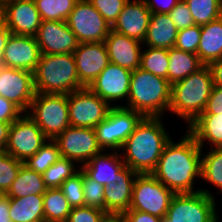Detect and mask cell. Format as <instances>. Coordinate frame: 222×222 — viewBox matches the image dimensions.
<instances>
[{"mask_svg":"<svg viewBox=\"0 0 222 222\" xmlns=\"http://www.w3.org/2000/svg\"><path fill=\"white\" fill-rule=\"evenodd\" d=\"M70 126L95 128L112 108L88 87L67 94Z\"/></svg>","mask_w":222,"mask_h":222,"instance_id":"10","label":"cell"},{"mask_svg":"<svg viewBox=\"0 0 222 222\" xmlns=\"http://www.w3.org/2000/svg\"><path fill=\"white\" fill-rule=\"evenodd\" d=\"M131 75V70L109 63L88 88L111 107H124L128 99ZM119 101L122 104H118Z\"/></svg>","mask_w":222,"mask_h":222,"instance_id":"14","label":"cell"},{"mask_svg":"<svg viewBox=\"0 0 222 222\" xmlns=\"http://www.w3.org/2000/svg\"><path fill=\"white\" fill-rule=\"evenodd\" d=\"M125 166L119 151L102 150L87 163L81 166V170L91 179L104 187L119 180L118 172Z\"/></svg>","mask_w":222,"mask_h":222,"instance_id":"23","label":"cell"},{"mask_svg":"<svg viewBox=\"0 0 222 222\" xmlns=\"http://www.w3.org/2000/svg\"><path fill=\"white\" fill-rule=\"evenodd\" d=\"M79 82L88 87L110 63L104 41L79 43L73 52Z\"/></svg>","mask_w":222,"mask_h":222,"instance_id":"18","label":"cell"},{"mask_svg":"<svg viewBox=\"0 0 222 222\" xmlns=\"http://www.w3.org/2000/svg\"><path fill=\"white\" fill-rule=\"evenodd\" d=\"M12 33L7 29L5 24L0 27V65L3 56V51L6 47L7 41Z\"/></svg>","mask_w":222,"mask_h":222,"instance_id":"51","label":"cell"},{"mask_svg":"<svg viewBox=\"0 0 222 222\" xmlns=\"http://www.w3.org/2000/svg\"><path fill=\"white\" fill-rule=\"evenodd\" d=\"M195 25H205L222 16V0H184Z\"/></svg>","mask_w":222,"mask_h":222,"instance_id":"35","label":"cell"},{"mask_svg":"<svg viewBox=\"0 0 222 222\" xmlns=\"http://www.w3.org/2000/svg\"><path fill=\"white\" fill-rule=\"evenodd\" d=\"M143 116L125 107H112L95 128L98 145L105 151H121Z\"/></svg>","mask_w":222,"mask_h":222,"instance_id":"8","label":"cell"},{"mask_svg":"<svg viewBox=\"0 0 222 222\" xmlns=\"http://www.w3.org/2000/svg\"><path fill=\"white\" fill-rule=\"evenodd\" d=\"M4 24L14 35L35 36L42 22L34 0L7 4Z\"/></svg>","mask_w":222,"mask_h":222,"instance_id":"20","label":"cell"},{"mask_svg":"<svg viewBox=\"0 0 222 222\" xmlns=\"http://www.w3.org/2000/svg\"><path fill=\"white\" fill-rule=\"evenodd\" d=\"M104 186L89 178L83 172V191L85 206L94 207L105 211Z\"/></svg>","mask_w":222,"mask_h":222,"instance_id":"39","label":"cell"},{"mask_svg":"<svg viewBox=\"0 0 222 222\" xmlns=\"http://www.w3.org/2000/svg\"><path fill=\"white\" fill-rule=\"evenodd\" d=\"M78 0H34L42 21H66Z\"/></svg>","mask_w":222,"mask_h":222,"instance_id":"34","label":"cell"},{"mask_svg":"<svg viewBox=\"0 0 222 222\" xmlns=\"http://www.w3.org/2000/svg\"><path fill=\"white\" fill-rule=\"evenodd\" d=\"M175 193L158 181L151 173L138 174L132 188L129 209L163 218L168 212Z\"/></svg>","mask_w":222,"mask_h":222,"instance_id":"9","label":"cell"},{"mask_svg":"<svg viewBox=\"0 0 222 222\" xmlns=\"http://www.w3.org/2000/svg\"><path fill=\"white\" fill-rule=\"evenodd\" d=\"M197 55L204 65L222 58V16L201 26Z\"/></svg>","mask_w":222,"mask_h":222,"instance_id":"26","label":"cell"},{"mask_svg":"<svg viewBox=\"0 0 222 222\" xmlns=\"http://www.w3.org/2000/svg\"><path fill=\"white\" fill-rule=\"evenodd\" d=\"M170 102L171 84L167 79L141 68L132 71L125 108L136 111L143 117H164L168 114Z\"/></svg>","mask_w":222,"mask_h":222,"instance_id":"4","label":"cell"},{"mask_svg":"<svg viewBox=\"0 0 222 222\" xmlns=\"http://www.w3.org/2000/svg\"><path fill=\"white\" fill-rule=\"evenodd\" d=\"M202 114H222V87L214 85Z\"/></svg>","mask_w":222,"mask_h":222,"instance_id":"45","label":"cell"},{"mask_svg":"<svg viewBox=\"0 0 222 222\" xmlns=\"http://www.w3.org/2000/svg\"><path fill=\"white\" fill-rule=\"evenodd\" d=\"M35 39L41 54L73 53L79 44L66 21H42Z\"/></svg>","mask_w":222,"mask_h":222,"instance_id":"16","label":"cell"},{"mask_svg":"<svg viewBox=\"0 0 222 222\" xmlns=\"http://www.w3.org/2000/svg\"><path fill=\"white\" fill-rule=\"evenodd\" d=\"M21 1H32V0H0V7L4 8L7 4H13Z\"/></svg>","mask_w":222,"mask_h":222,"instance_id":"53","label":"cell"},{"mask_svg":"<svg viewBox=\"0 0 222 222\" xmlns=\"http://www.w3.org/2000/svg\"><path fill=\"white\" fill-rule=\"evenodd\" d=\"M202 149V169L201 182L205 181L219 191L216 194L222 193V148H209L203 153Z\"/></svg>","mask_w":222,"mask_h":222,"instance_id":"31","label":"cell"},{"mask_svg":"<svg viewBox=\"0 0 222 222\" xmlns=\"http://www.w3.org/2000/svg\"><path fill=\"white\" fill-rule=\"evenodd\" d=\"M210 188L205 186L196 193L175 194L165 217L170 222H220L216 211L218 201Z\"/></svg>","mask_w":222,"mask_h":222,"instance_id":"6","label":"cell"},{"mask_svg":"<svg viewBox=\"0 0 222 222\" xmlns=\"http://www.w3.org/2000/svg\"><path fill=\"white\" fill-rule=\"evenodd\" d=\"M26 114L48 139L54 140L70 126L67 94L36 92Z\"/></svg>","mask_w":222,"mask_h":222,"instance_id":"7","label":"cell"},{"mask_svg":"<svg viewBox=\"0 0 222 222\" xmlns=\"http://www.w3.org/2000/svg\"><path fill=\"white\" fill-rule=\"evenodd\" d=\"M161 222H170V221L166 217H163Z\"/></svg>","mask_w":222,"mask_h":222,"instance_id":"55","label":"cell"},{"mask_svg":"<svg viewBox=\"0 0 222 222\" xmlns=\"http://www.w3.org/2000/svg\"><path fill=\"white\" fill-rule=\"evenodd\" d=\"M168 82L172 85L204 66L197 54L170 48L168 53Z\"/></svg>","mask_w":222,"mask_h":222,"instance_id":"28","label":"cell"},{"mask_svg":"<svg viewBox=\"0 0 222 222\" xmlns=\"http://www.w3.org/2000/svg\"><path fill=\"white\" fill-rule=\"evenodd\" d=\"M106 212L89 206L72 207L66 222H102Z\"/></svg>","mask_w":222,"mask_h":222,"instance_id":"42","label":"cell"},{"mask_svg":"<svg viewBox=\"0 0 222 222\" xmlns=\"http://www.w3.org/2000/svg\"><path fill=\"white\" fill-rule=\"evenodd\" d=\"M137 175V172L125 165L118 172V182L105 186L104 198L106 213L124 214L129 210L133 183Z\"/></svg>","mask_w":222,"mask_h":222,"instance_id":"22","label":"cell"},{"mask_svg":"<svg viewBox=\"0 0 222 222\" xmlns=\"http://www.w3.org/2000/svg\"><path fill=\"white\" fill-rule=\"evenodd\" d=\"M72 207L85 206L83 191V171L80 169L59 187Z\"/></svg>","mask_w":222,"mask_h":222,"instance_id":"38","label":"cell"},{"mask_svg":"<svg viewBox=\"0 0 222 222\" xmlns=\"http://www.w3.org/2000/svg\"><path fill=\"white\" fill-rule=\"evenodd\" d=\"M24 163L9 155L6 151L0 152V193L5 194L17 177L20 167Z\"/></svg>","mask_w":222,"mask_h":222,"instance_id":"37","label":"cell"},{"mask_svg":"<svg viewBox=\"0 0 222 222\" xmlns=\"http://www.w3.org/2000/svg\"><path fill=\"white\" fill-rule=\"evenodd\" d=\"M60 157L57 143L49 139L34 155L23 163L29 169L43 174Z\"/></svg>","mask_w":222,"mask_h":222,"instance_id":"36","label":"cell"},{"mask_svg":"<svg viewBox=\"0 0 222 222\" xmlns=\"http://www.w3.org/2000/svg\"><path fill=\"white\" fill-rule=\"evenodd\" d=\"M180 0H144L151 14H168Z\"/></svg>","mask_w":222,"mask_h":222,"instance_id":"46","label":"cell"},{"mask_svg":"<svg viewBox=\"0 0 222 222\" xmlns=\"http://www.w3.org/2000/svg\"><path fill=\"white\" fill-rule=\"evenodd\" d=\"M110 26L114 24L128 0H89Z\"/></svg>","mask_w":222,"mask_h":222,"instance_id":"41","label":"cell"},{"mask_svg":"<svg viewBox=\"0 0 222 222\" xmlns=\"http://www.w3.org/2000/svg\"><path fill=\"white\" fill-rule=\"evenodd\" d=\"M46 189L42 174L23 164L5 195L9 198H21L33 194L43 195Z\"/></svg>","mask_w":222,"mask_h":222,"instance_id":"29","label":"cell"},{"mask_svg":"<svg viewBox=\"0 0 222 222\" xmlns=\"http://www.w3.org/2000/svg\"><path fill=\"white\" fill-rule=\"evenodd\" d=\"M146 47V49H145ZM145 50V51H144ZM169 49L144 46L141 51L140 68L168 80Z\"/></svg>","mask_w":222,"mask_h":222,"instance_id":"32","label":"cell"},{"mask_svg":"<svg viewBox=\"0 0 222 222\" xmlns=\"http://www.w3.org/2000/svg\"><path fill=\"white\" fill-rule=\"evenodd\" d=\"M127 222H161L162 218L149 213L140 212L137 210H128L124 213Z\"/></svg>","mask_w":222,"mask_h":222,"instance_id":"47","label":"cell"},{"mask_svg":"<svg viewBox=\"0 0 222 222\" xmlns=\"http://www.w3.org/2000/svg\"><path fill=\"white\" fill-rule=\"evenodd\" d=\"M151 19L144 0H128L111 29L143 43Z\"/></svg>","mask_w":222,"mask_h":222,"instance_id":"19","label":"cell"},{"mask_svg":"<svg viewBox=\"0 0 222 222\" xmlns=\"http://www.w3.org/2000/svg\"><path fill=\"white\" fill-rule=\"evenodd\" d=\"M200 36L201 26L199 25H194L186 29L178 30L174 48L197 54Z\"/></svg>","mask_w":222,"mask_h":222,"instance_id":"40","label":"cell"},{"mask_svg":"<svg viewBox=\"0 0 222 222\" xmlns=\"http://www.w3.org/2000/svg\"><path fill=\"white\" fill-rule=\"evenodd\" d=\"M9 205L12 222H44L43 195L9 198Z\"/></svg>","mask_w":222,"mask_h":222,"instance_id":"27","label":"cell"},{"mask_svg":"<svg viewBox=\"0 0 222 222\" xmlns=\"http://www.w3.org/2000/svg\"><path fill=\"white\" fill-rule=\"evenodd\" d=\"M180 137L166 144L151 174L175 194L196 193L201 190L194 187L201 183L202 149L187 130Z\"/></svg>","mask_w":222,"mask_h":222,"instance_id":"1","label":"cell"},{"mask_svg":"<svg viewBox=\"0 0 222 222\" xmlns=\"http://www.w3.org/2000/svg\"><path fill=\"white\" fill-rule=\"evenodd\" d=\"M186 130L201 149L222 148V114H200Z\"/></svg>","mask_w":222,"mask_h":222,"instance_id":"24","label":"cell"},{"mask_svg":"<svg viewBox=\"0 0 222 222\" xmlns=\"http://www.w3.org/2000/svg\"><path fill=\"white\" fill-rule=\"evenodd\" d=\"M66 22L79 43L105 41L111 30L89 0H78Z\"/></svg>","mask_w":222,"mask_h":222,"instance_id":"11","label":"cell"},{"mask_svg":"<svg viewBox=\"0 0 222 222\" xmlns=\"http://www.w3.org/2000/svg\"><path fill=\"white\" fill-rule=\"evenodd\" d=\"M48 140L38 125L23 113L11 123L5 151L15 159L25 162Z\"/></svg>","mask_w":222,"mask_h":222,"instance_id":"12","label":"cell"},{"mask_svg":"<svg viewBox=\"0 0 222 222\" xmlns=\"http://www.w3.org/2000/svg\"><path fill=\"white\" fill-rule=\"evenodd\" d=\"M178 30L194 26L193 16L187 3L180 0L177 5L168 13Z\"/></svg>","mask_w":222,"mask_h":222,"instance_id":"43","label":"cell"},{"mask_svg":"<svg viewBox=\"0 0 222 222\" xmlns=\"http://www.w3.org/2000/svg\"><path fill=\"white\" fill-rule=\"evenodd\" d=\"M54 141L60 156L75 161L80 167L102 151L93 128L69 126Z\"/></svg>","mask_w":222,"mask_h":222,"instance_id":"13","label":"cell"},{"mask_svg":"<svg viewBox=\"0 0 222 222\" xmlns=\"http://www.w3.org/2000/svg\"><path fill=\"white\" fill-rule=\"evenodd\" d=\"M44 222H66L72 206L60 188L46 189L43 194Z\"/></svg>","mask_w":222,"mask_h":222,"instance_id":"30","label":"cell"},{"mask_svg":"<svg viewBox=\"0 0 222 222\" xmlns=\"http://www.w3.org/2000/svg\"><path fill=\"white\" fill-rule=\"evenodd\" d=\"M11 123L0 122V152H4L8 142Z\"/></svg>","mask_w":222,"mask_h":222,"instance_id":"50","label":"cell"},{"mask_svg":"<svg viewBox=\"0 0 222 222\" xmlns=\"http://www.w3.org/2000/svg\"><path fill=\"white\" fill-rule=\"evenodd\" d=\"M33 79L38 93L69 94L84 88L79 82L73 53L41 54Z\"/></svg>","mask_w":222,"mask_h":222,"instance_id":"5","label":"cell"},{"mask_svg":"<svg viewBox=\"0 0 222 222\" xmlns=\"http://www.w3.org/2000/svg\"><path fill=\"white\" fill-rule=\"evenodd\" d=\"M208 66L212 73L214 85L222 87V58L213 61Z\"/></svg>","mask_w":222,"mask_h":222,"instance_id":"48","label":"cell"},{"mask_svg":"<svg viewBox=\"0 0 222 222\" xmlns=\"http://www.w3.org/2000/svg\"><path fill=\"white\" fill-rule=\"evenodd\" d=\"M35 93L33 73L0 65L1 97L11 101L23 113H27Z\"/></svg>","mask_w":222,"mask_h":222,"instance_id":"15","label":"cell"},{"mask_svg":"<svg viewBox=\"0 0 222 222\" xmlns=\"http://www.w3.org/2000/svg\"><path fill=\"white\" fill-rule=\"evenodd\" d=\"M213 86L212 73L208 65L173 83L168 113L179 117L188 127L203 113Z\"/></svg>","mask_w":222,"mask_h":222,"instance_id":"3","label":"cell"},{"mask_svg":"<svg viewBox=\"0 0 222 222\" xmlns=\"http://www.w3.org/2000/svg\"><path fill=\"white\" fill-rule=\"evenodd\" d=\"M164 117H143L120 151L124 164L138 174L152 173L171 140Z\"/></svg>","mask_w":222,"mask_h":222,"instance_id":"2","label":"cell"},{"mask_svg":"<svg viewBox=\"0 0 222 222\" xmlns=\"http://www.w3.org/2000/svg\"><path fill=\"white\" fill-rule=\"evenodd\" d=\"M40 57L35 36L11 34L3 51L1 65L34 73Z\"/></svg>","mask_w":222,"mask_h":222,"instance_id":"17","label":"cell"},{"mask_svg":"<svg viewBox=\"0 0 222 222\" xmlns=\"http://www.w3.org/2000/svg\"><path fill=\"white\" fill-rule=\"evenodd\" d=\"M104 44L110 63L131 71L140 68L142 42L111 29Z\"/></svg>","mask_w":222,"mask_h":222,"instance_id":"21","label":"cell"},{"mask_svg":"<svg viewBox=\"0 0 222 222\" xmlns=\"http://www.w3.org/2000/svg\"><path fill=\"white\" fill-rule=\"evenodd\" d=\"M81 169L75 161L60 157L43 174L44 184L47 189L59 188L69 177Z\"/></svg>","mask_w":222,"mask_h":222,"instance_id":"33","label":"cell"},{"mask_svg":"<svg viewBox=\"0 0 222 222\" xmlns=\"http://www.w3.org/2000/svg\"><path fill=\"white\" fill-rule=\"evenodd\" d=\"M9 197L5 194L0 195V222H12L9 215Z\"/></svg>","mask_w":222,"mask_h":222,"instance_id":"49","label":"cell"},{"mask_svg":"<svg viewBox=\"0 0 222 222\" xmlns=\"http://www.w3.org/2000/svg\"><path fill=\"white\" fill-rule=\"evenodd\" d=\"M102 222H127L124 214L107 213Z\"/></svg>","mask_w":222,"mask_h":222,"instance_id":"52","label":"cell"},{"mask_svg":"<svg viewBox=\"0 0 222 222\" xmlns=\"http://www.w3.org/2000/svg\"><path fill=\"white\" fill-rule=\"evenodd\" d=\"M178 29L168 14H151L144 46L170 49L174 47Z\"/></svg>","mask_w":222,"mask_h":222,"instance_id":"25","label":"cell"},{"mask_svg":"<svg viewBox=\"0 0 222 222\" xmlns=\"http://www.w3.org/2000/svg\"><path fill=\"white\" fill-rule=\"evenodd\" d=\"M22 114L23 112L15 104L0 96V122L12 123Z\"/></svg>","mask_w":222,"mask_h":222,"instance_id":"44","label":"cell"},{"mask_svg":"<svg viewBox=\"0 0 222 222\" xmlns=\"http://www.w3.org/2000/svg\"><path fill=\"white\" fill-rule=\"evenodd\" d=\"M4 24V12L3 8L0 7V27Z\"/></svg>","mask_w":222,"mask_h":222,"instance_id":"54","label":"cell"}]
</instances>
